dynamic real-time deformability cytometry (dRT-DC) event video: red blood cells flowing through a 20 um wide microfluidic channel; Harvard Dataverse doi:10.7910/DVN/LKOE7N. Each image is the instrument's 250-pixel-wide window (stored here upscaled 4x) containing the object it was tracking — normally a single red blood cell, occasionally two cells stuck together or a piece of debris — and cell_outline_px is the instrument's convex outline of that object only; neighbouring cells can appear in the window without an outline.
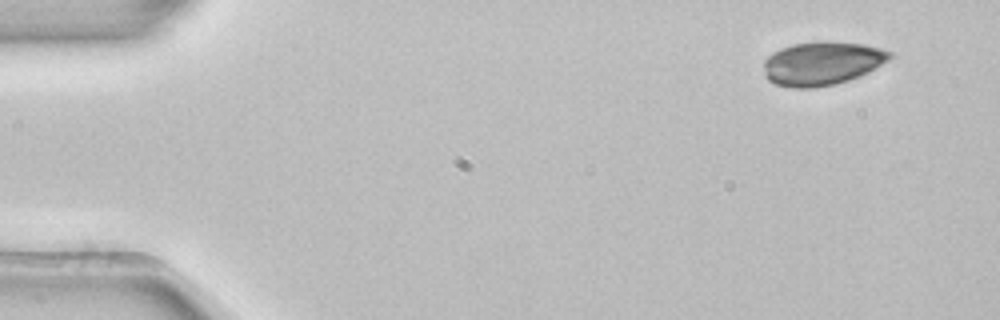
{"species": "common noctule bat (a hibernating species)", "species_latin": "Nyctalus noctula", "temperature_condition": "room temperature", "stored_images_in_passage": 4, "camera_frame_rate_fps": 3000, "um_per_image_px": 0.085, "animal": {"sex": "female", "body_mass_g": 22.7, "forearm_length_mm": 54.2}, "frame": {"image": 1, "passage_image": 1, "time_ms": 0.0, "image_size_px": [1000, 320], "cell_outline_px": [[892, 56], [888, 60], [868, 72], [860, 76], [836, 84], [812, 88], [792, 88], [776, 84], [768, 80], [764, 76], [764, 60], [772, 52], [780, 48], [792, 44], [864, 44], [880, 48], [892, 52]], "centroid_in_image_um": [69.83, 5.43], "position_along_channel_um": 15.2, "area_um2": 31.27}}
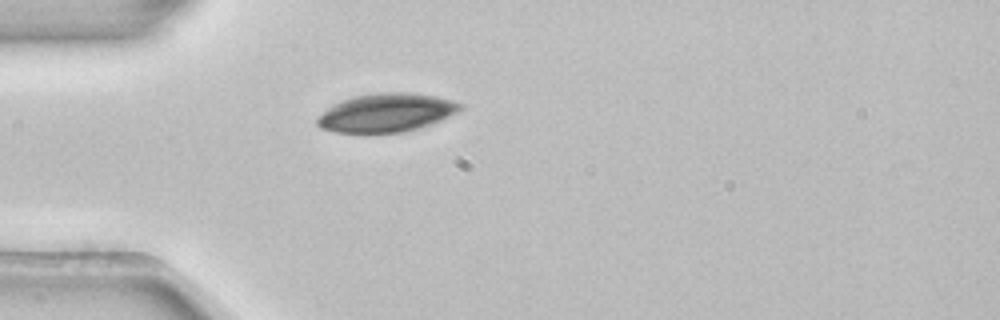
{"frame": {"image": 2, "passage_image": 4, "time_ms": 1.0, "image_size_px": [1000, 320], "cell_outline_px": [[464, 108], [432, 124], [420, 128], [404, 132], [336, 132], [320, 128], [316, 124], [316, 120], [332, 104], [340, 100], [352, 96], [376, 92], [412, 92], [436, 96], [452, 100], [464, 104]], "centroid_in_image_um": [32.85, 9.56], "position_along_channel_um": 52.1, "area_um2": 32.25}}